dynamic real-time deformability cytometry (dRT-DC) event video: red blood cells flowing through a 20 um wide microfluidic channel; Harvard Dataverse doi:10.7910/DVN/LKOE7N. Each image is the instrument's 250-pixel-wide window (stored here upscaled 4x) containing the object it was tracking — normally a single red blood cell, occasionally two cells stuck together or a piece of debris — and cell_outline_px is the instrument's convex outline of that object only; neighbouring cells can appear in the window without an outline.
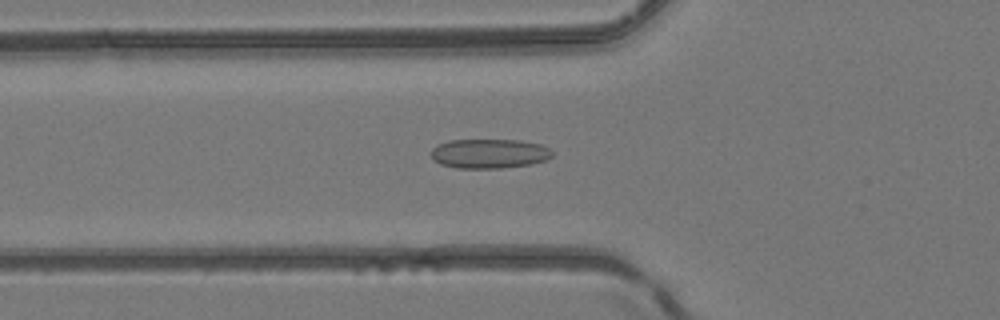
{"species": "common noctule bat (a hibernating species)", "species_latin": "Nyctalus noctula", "temperature_condition": "room temperature", "stored_images_in_passage": 45, "camera_frame_rate_fps": 3000, "um_per_image_px": 0.085, "animal": {"sex": "female", "body_mass_g": 24.6, "forearm_length_mm": 56.2}, "frame": {"image": 1, "passage_image": 19, "time_ms": 6.0, "image_size_px": [1000, 320], "cell_outline_px": [[552, 156], [544, 160], [532, 164], [500, 168], [456, 168], [440, 164], [432, 160], [432, 148], [436, 144], [448, 140], [520, 140], [540, 144], [548, 148], [552, 152]], "centroid_in_image_um": [41.54, 13.05], "position_along_channel_um": 84.3, "area_um2": 20.87}}
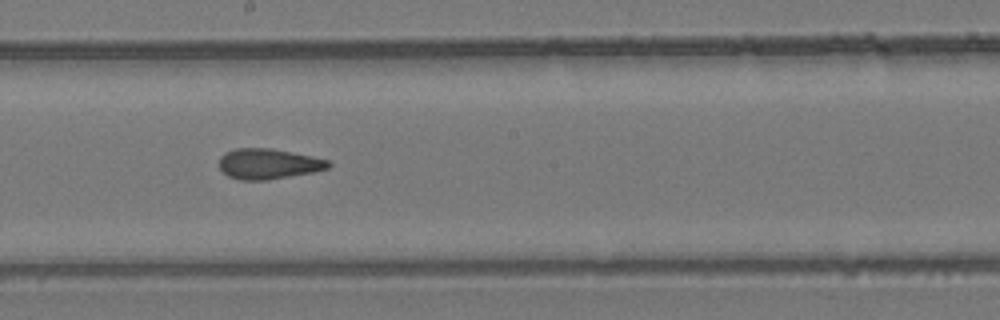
{"frame": {"image": 2, "passage_image": 29, "time_ms": 9.333, "image_size_px": [1000, 320], "cell_outline_px": [[332, 164], [328, 168], [312, 172], [268, 180], [240, 180], [228, 176], [220, 168], [220, 156], [224, 152], [236, 148], [272, 148], [312, 156], [328, 160]], "centroid_in_image_um": [22.8, 13.92], "position_along_channel_um": 225.4, "area_um2": 19.36}}
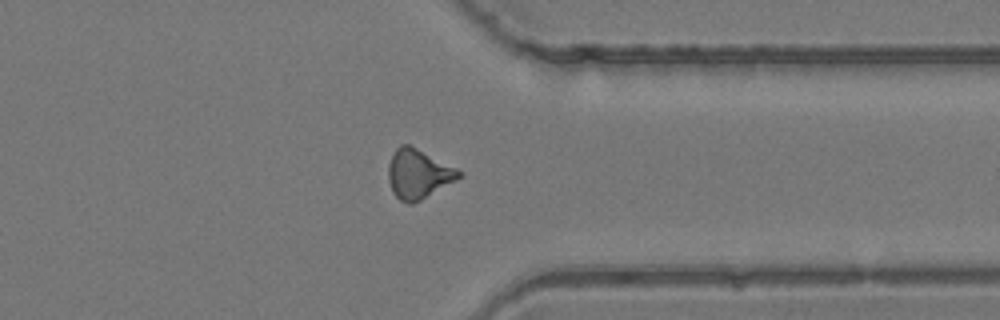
{"frame": {"image": 3, "passage_image": 40, "time_ms": 13.0, "image_size_px": [1000, 320], "cell_outline_px": [[464, 176], [420, 200], [412, 204], [408, 204], [400, 200], [392, 192], [388, 180], [388, 164], [396, 148], [400, 144], [408, 144], [464, 172]], "centroid_in_image_um": [35.55, 14.8], "position_along_channel_um": 375.8, "area_um2": 20.23}, "authors_computed_cell_mechanics": {"area_um2": 19.9988, "velocity_mm_per_s": 4.2048, "shape_relaxation_time_tau1_ms": null, "shape_relaxation_time_tau2_ms": 2.1658, "deformation_change_tau1": null, "deformation_change_tau2": 0.0946}}